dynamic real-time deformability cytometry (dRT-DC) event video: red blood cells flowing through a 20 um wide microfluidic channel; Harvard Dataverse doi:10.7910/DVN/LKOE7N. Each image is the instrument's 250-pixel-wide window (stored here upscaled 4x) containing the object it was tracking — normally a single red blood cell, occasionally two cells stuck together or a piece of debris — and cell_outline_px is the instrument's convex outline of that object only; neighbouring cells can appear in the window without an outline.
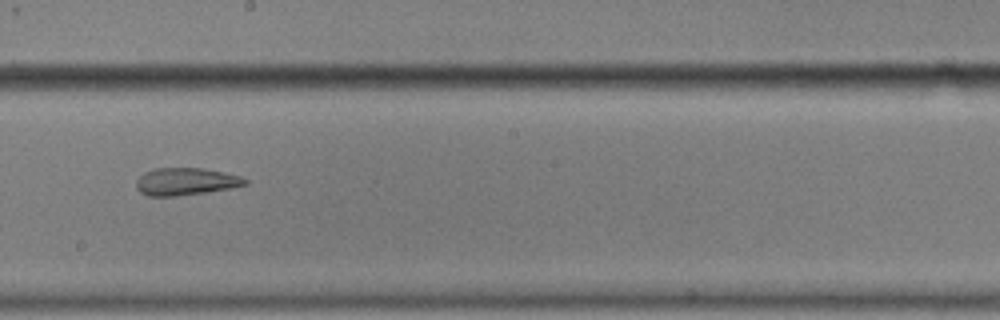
{"species": "common noctule bat (a hibernating species)", "species_latin": "Nyctalus noctula", "temperature_condition": "cold", "stored_images_in_passage": 44, "camera_frame_rate_fps": 3000, "um_per_image_px": 0.085, "animal": {"sex": "male", "body_mass_g": 17.9}, "frame": {"image": 1, "passage_image": 19, "time_ms": 6.0, "image_size_px": [1000, 320], "cell_outline_px": [[248, 184], [232, 188], [176, 196], [148, 196], [140, 192], [136, 188], [136, 180], [144, 172], [152, 168], [204, 168], [224, 172], [240, 176], [248, 180]], "centroid_in_image_um": [15.78, 15.42], "position_along_channel_um": 232.4, "area_um2": 17.46}}
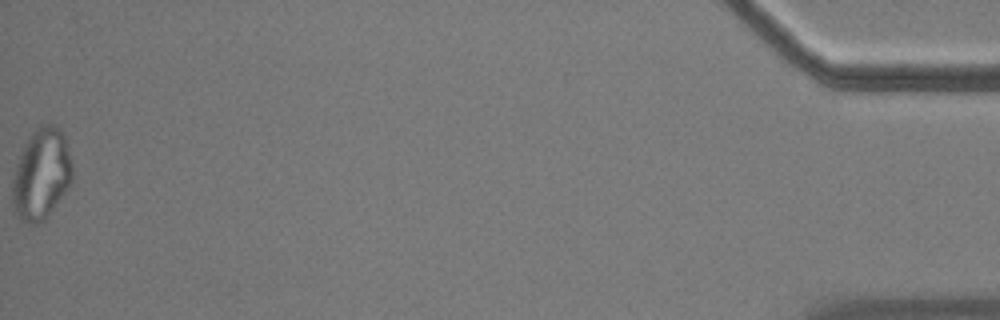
{"frame": {"image": 2, "passage_image": 44, "time_ms": 14.333, "image_size_px": [1000, 320], "cell_outline_px": [[72, 180], [68, 188], [44, 220], [40, 224], [28, 224], [20, 220], [16, 212], [12, 200], [12, 180], [16, 164], [32, 132], [40, 124], [52, 124], [64, 136], [72, 164]], "centroid_in_image_um": [3.51, 14.84], "position_along_channel_um": 431.7, "area_um2": 31.39}, "authors_computed_cell_mechanics": {"area_um2": 19.652, "velocity_mm_per_s": 3.5208, "shape_relaxation_time_tau1_ms": null, "shape_relaxation_time_tau2_ms": 3.5655, "deformation_change_tau1": null, "deformation_change_tau2": 0.1116}}